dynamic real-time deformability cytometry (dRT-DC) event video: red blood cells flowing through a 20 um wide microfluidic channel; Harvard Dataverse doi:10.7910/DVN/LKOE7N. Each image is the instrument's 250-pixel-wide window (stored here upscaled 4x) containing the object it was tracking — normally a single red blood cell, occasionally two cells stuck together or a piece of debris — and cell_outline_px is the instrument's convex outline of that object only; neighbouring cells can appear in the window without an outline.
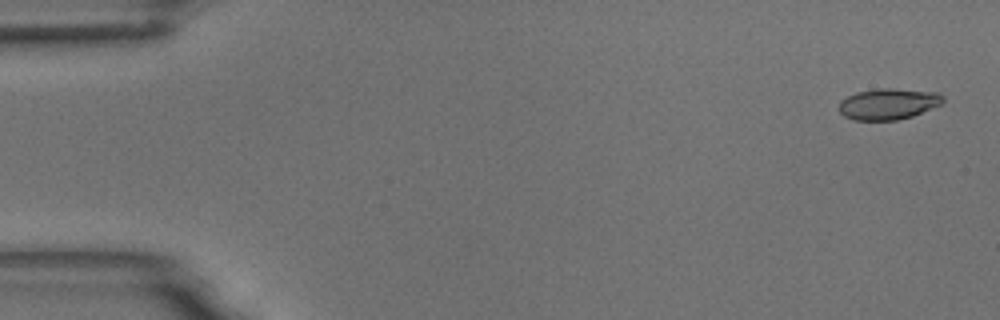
{"species": "common noctule bat (a hibernating species)", "species_latin": "Nyctalus noctula", "temperature_condition": "room temperature", "stored_images_in_passage": 56, "camera_frame_rate_fps": 3000, "um_per_image_px": 0.085, "animal": {"sex": "male", "body_mass_g": 18.8}, "frame": {"image": 1, "passage_image": 2, "time_ms": 0.333, "image_size_px": [1000, 320], "cell_outline_px": [[944, 100], [940, 104], [912, 116], [896, 120], [852, 120], [844, 116], [840, 112], [840, 100], [856, 92], [876, 88], [892, 88], [940, 92], [944, 96]], "centroid_in_image_um": [75.5, 8.82], "position_along_channel_um": 9.5, "area_um2": 18.9}}
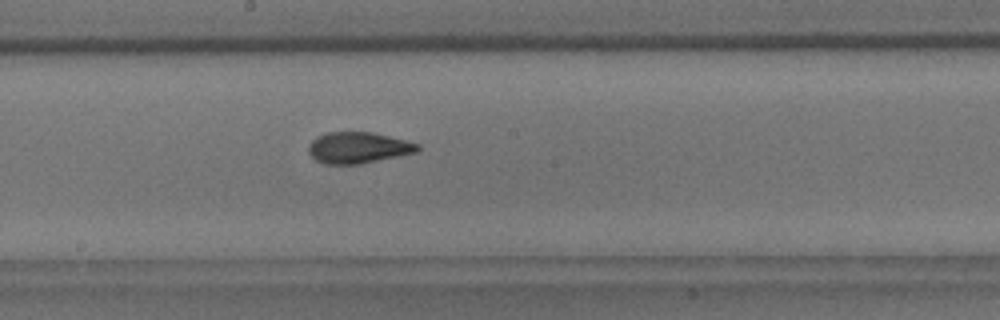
{"frame": {"image": 2, "passage_image": 30, "time_ms": 9.667, "image_size_px": [1000, 320], "cell_outline_px": [[420, 148], [416, 152], [360, 164], [324, 164], [316, 160], [308, 152], [308, 144], [316, 136], [328, 132], [372, 132], [420, 144]], "centroid_in_image_um": [30.4, 12.55], "position_along_channel_um": 217.8, "area_um2": 19.77}}
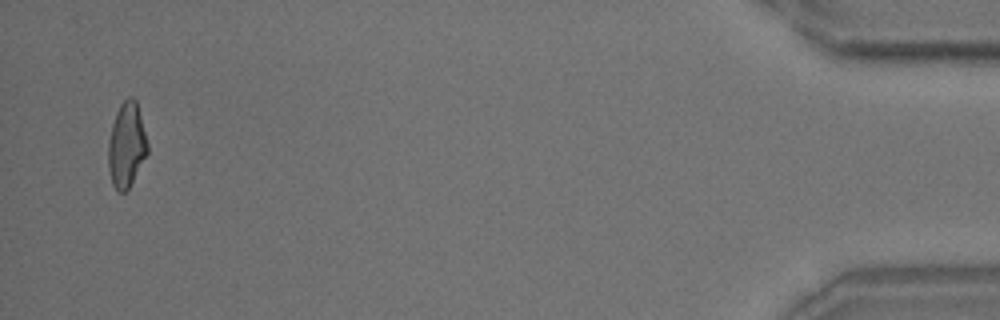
{"frame": {"image": 3, "passage_image": 54, "time_ms": 17.667, "image_size_px": [1000, 320], "cell_outline_px": [[148, 152], [128, 188], [124, 192], [116, 192], [112, 184], [108, 168], [108, 140], [112, 124], [116, 112], [120, 104], [128, 96], [132, 96], [136, 100], [148, 144]], "centroid_in_image_um": [10.73, 12.32], "position_along_channel_um": 424.5, "area_um2": 19.36}, "authors_computed_cell_mechanics": {"area_um2": 19.4786, "velocity_mm_per_s": 3.6369, "shape_relaxation_time_tau1_ms": 4.6282, "shape_relaxation_time_tau2_ms": 1.3717, "deformation_change_tau1": 0.1798, "deformation_change_tau2": 0.0916}}